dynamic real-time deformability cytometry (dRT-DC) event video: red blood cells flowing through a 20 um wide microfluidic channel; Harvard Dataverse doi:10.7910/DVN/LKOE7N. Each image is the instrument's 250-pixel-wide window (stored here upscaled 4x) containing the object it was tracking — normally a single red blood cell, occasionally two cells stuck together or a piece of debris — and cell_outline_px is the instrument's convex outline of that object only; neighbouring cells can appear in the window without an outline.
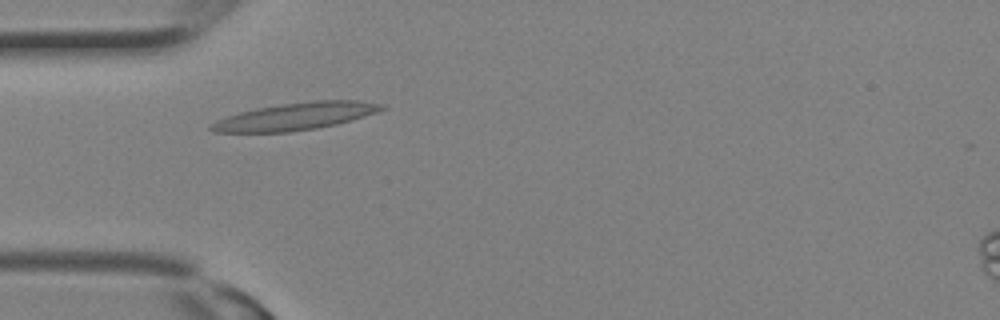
{"species": "Egyptian fruit bat (a non-hibernating species)", "species_latin": "Rousettus aegyptiacus", "temperature_condition": "room temperature", "stored_images_in_passage": 10, "camera_frame_rate_fps": 3000, "um_per_image_px": 0.085, "animal": {"sex": "female"}, "frame": {"image": 1, "passage_image": 3, "time_ms": 0.667, "image_size_px": [1000, 320], "cell_outline_px": [[388, 108], [352, 120], [336, 124], [316, 128], [288, 132], [212, 132], [208, 128], [208, 124], [216, 120], [240, 112], [256, 108], [280, 104], [316, 100], [360, 100], [384, 104]], "centroid_in_image_um": [25.12, 9.88], "position_along_channel_um": 59.9, "area_um2": 27.17}}
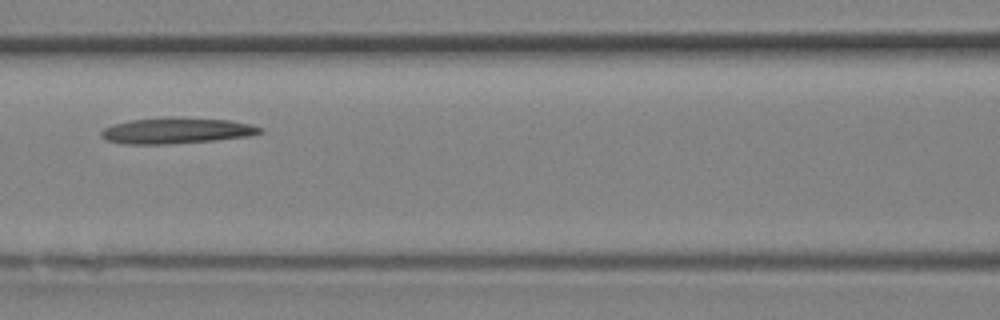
{"frame": {"image": 2, "passage_image": 7, "time_ms": 2.0, "image_size_px": [1000, 320], "cell_outline_px": [[264, 132], [248, 136], [216, 140], [168, 144], [120, 144], [104, 140], [100, 136], [100, 132], [104, 128], [112, 124], [132, 120], [168, 116], [180, 116], [228, 120], [252, 124], [264, 128]], "centroid_in_image_um": [14.98, 11.09], "position_along_channel_um": 151.6, "area_um2": 24.57}}
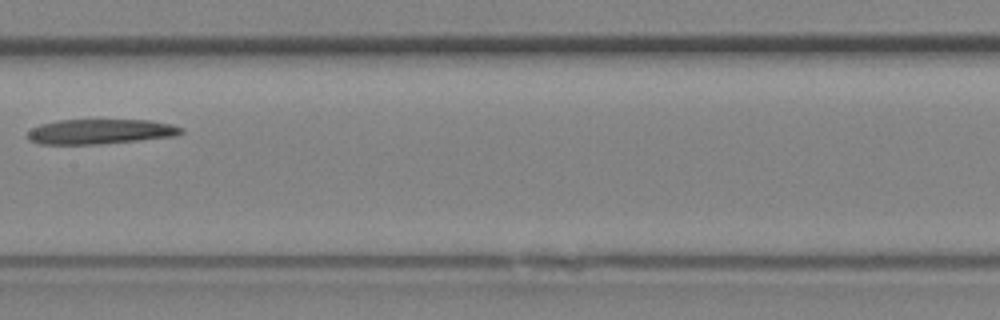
{"frame": {"image": 3, "passage_image": 9, "time_ms": 2.667, "image_size_px": [1000, 320], "cell_outline_px": [[184, 132], [176, 136], [100, 144], [40, 144], [28, 140], [28, 132], [32, 128], [40, 124], [56, 120], [152, 120], [172, 124], [184, 128]], "centroid_in_image_um": [8.54, 11.18], "position_along_channel_um": 198.9, "area_um2": 22.43}}